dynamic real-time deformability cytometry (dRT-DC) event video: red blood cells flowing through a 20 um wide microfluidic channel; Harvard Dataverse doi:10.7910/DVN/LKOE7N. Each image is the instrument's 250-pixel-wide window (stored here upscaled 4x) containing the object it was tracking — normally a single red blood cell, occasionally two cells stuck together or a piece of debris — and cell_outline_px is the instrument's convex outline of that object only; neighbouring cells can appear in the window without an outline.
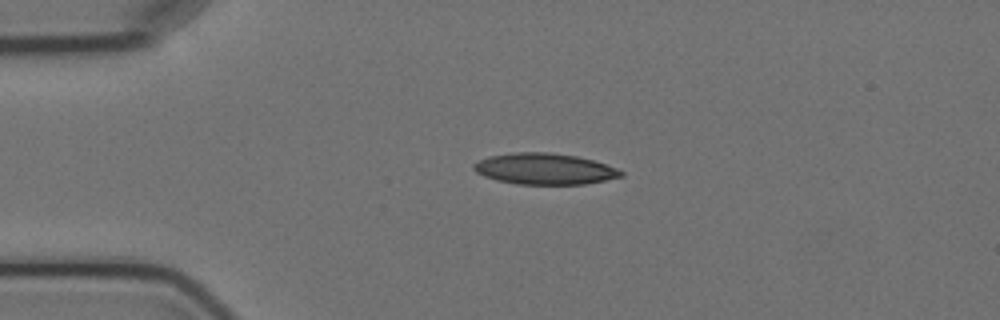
{"species": "Egyptian fruit bat (a non-hibernating species)", "species_latin": "Rousettus aegyptiacus", "temperature_condition": "cold", "stored_images_in_passage": 3, "camera_frame_rate_fps": 3000, "um_per_image_px": 0.085, "animal": {"sex": "female"}, "frame": {"image": 1, "passage_image": 2, "time_ms": 2.0, "image_size_px": [1000, 320], "cell_outline_px": [[624, 176], [584, 184], [516, 184], [496, 180], [484, 176], [476, 172], [472, 168], [472, 164], [488, 156], [516, 152], [552, 152], [576, 156], [592, 160], [616, 168], [624, 172]], "centroid_in_image_um": [46.26, 14.35], "position_along_channel_um": 38.7, "area_um2": 26.7}}